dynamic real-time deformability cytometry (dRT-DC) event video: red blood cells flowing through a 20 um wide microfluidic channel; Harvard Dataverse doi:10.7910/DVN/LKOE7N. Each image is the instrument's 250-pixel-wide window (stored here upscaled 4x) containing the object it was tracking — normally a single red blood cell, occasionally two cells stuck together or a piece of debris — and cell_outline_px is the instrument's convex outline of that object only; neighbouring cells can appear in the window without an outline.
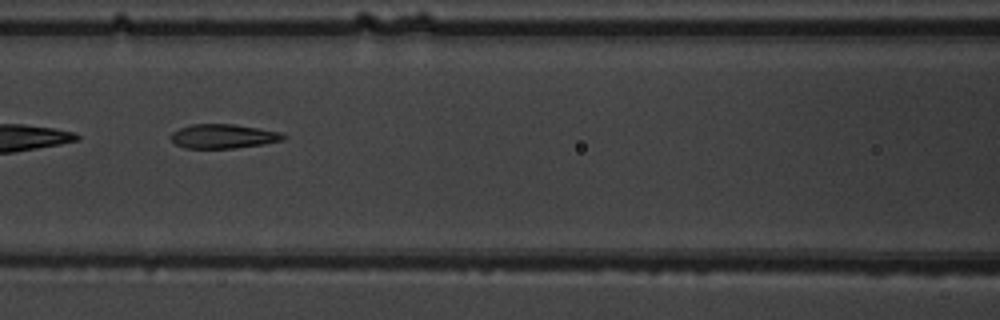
{"species": "common noctule bat (a hibernating species)", "species_latin": "Nyctalus noctula", "temperature_condition": "warm", "stored_images_in_passage": 7, "camera_frame_rate_fps": 3000, "um_per_image_px": 0.085, "animal": {"sex": "male", "body_mass_g": 19.5, "forearm_length_mm": 54.6}, "frame": {"image": 1, "passage_image": 7, "time_ms": 6.667, "image_size_px": [1000, 320], "cell_outline_px": [[288, 136], [284, 140], [264, 144], [236, 148], [184, 148], [176, 144], [168, 136], [172, 132], [180, 128], [192, 124], [236, 124], [280, 132]], "centroid_in_image_um": [18.99, 11.58], "position_along_channel_um": 147.6, "area_um2": 16.01}}